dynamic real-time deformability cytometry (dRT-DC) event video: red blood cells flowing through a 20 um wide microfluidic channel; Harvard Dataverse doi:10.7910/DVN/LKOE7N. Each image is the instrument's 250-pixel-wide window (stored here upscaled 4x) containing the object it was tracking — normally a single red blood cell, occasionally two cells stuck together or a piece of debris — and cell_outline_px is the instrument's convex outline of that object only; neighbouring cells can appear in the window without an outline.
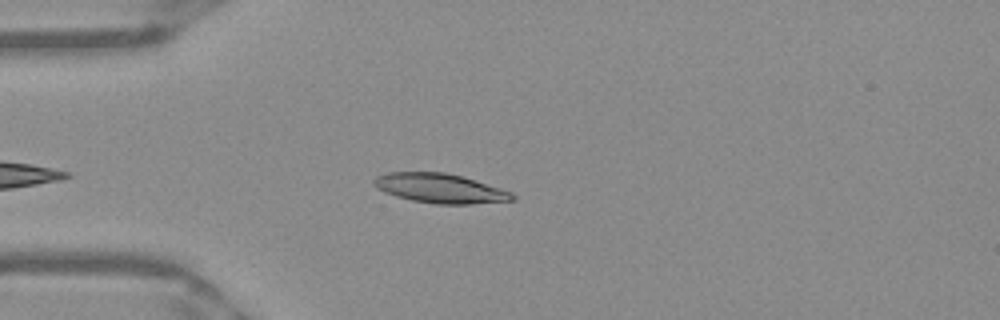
{"species": "Egyptian fruit bat (a non-hibernating species)", "species_latin": "Rousettus aegyptiacus", "temperature_condition": "warm", "stored_images_in_passage": 42, "camera_frame_rate_fps": 3000, "um_per_image_px": 0.085, "frame": {"image": 1, "passage_image": 7, "time_ms": 2.0, "image_size_px": [1000, 320], "cell_outline_px": [[516, 200], [472, 204], [436, 204], [412, 200], [396, 196], [384, 192], [376, 188], [372, 184], [372, 180], [376, 176], [388, 172], [444, 172], [460, 176], [500, 188], [512, 192], [516, 196]], "centroid_in_image_um": [37.38, 16.01], "position_along_channel_um": 47.6, "area_um2": 23.76}}
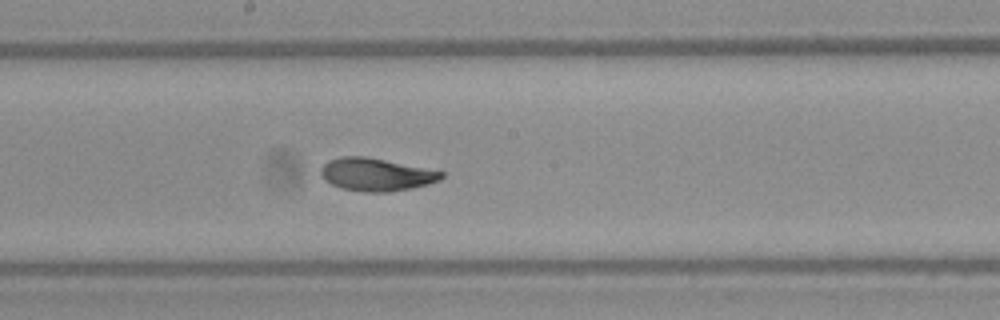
{"frame": {"image": 2, "passage_image": 21, "time_ms": 6.667, "image_size_px": [1000, 320], "cell_outline_px": [[444, 176], [440, 180], [428, 184], [412, 188], [388, 192], [364, 192], [340, 188], [324, 180], [320, 176], [320, 168], [328, 160], [340, 156], [364, 156], [444, 172]], "centroid_in_image_um": [31.92, 14.84], "position_along_channel_um": 216.3, "area_um2": 23.0}}
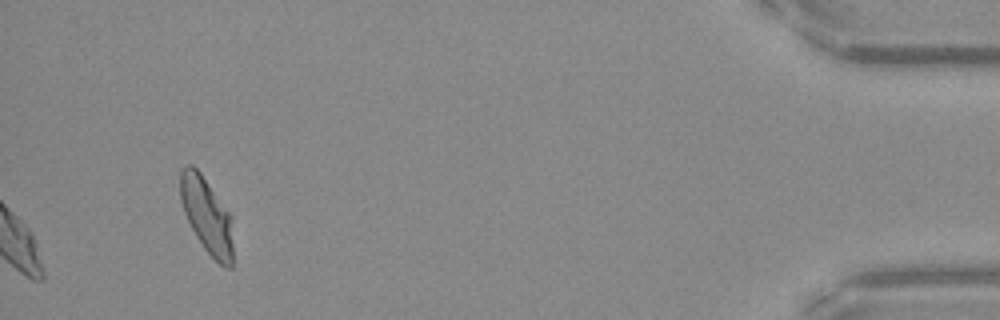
{"frame": {"image": 3, "passage_image": 42, "time_ms": 13.667, "image_size_px": [1000, 320], "cell_outline_px": [[232, 268], [224, 268], [204, 248], [196, 236], [184, 212], [180, 200], [180, 172], [188, 164], [192, 164], [200, 172], [232, 216]], "centroid_in_image_um": [17.58, 18.31], "position_along_channel_um": 417.6, "area_um2": 23.12}, "authors_computed_cell_mechanics": {"area_um2": 22.8021, "velocity_mm_per_s": 3.9169, "shape_relaxation_time_tau1_ms": 4.1697, "shape_relaxation_time_tau2_ms": 1.5219, "deformation_change_tau1": 0.1673, "deformation_change_tau2": 0.0483}}